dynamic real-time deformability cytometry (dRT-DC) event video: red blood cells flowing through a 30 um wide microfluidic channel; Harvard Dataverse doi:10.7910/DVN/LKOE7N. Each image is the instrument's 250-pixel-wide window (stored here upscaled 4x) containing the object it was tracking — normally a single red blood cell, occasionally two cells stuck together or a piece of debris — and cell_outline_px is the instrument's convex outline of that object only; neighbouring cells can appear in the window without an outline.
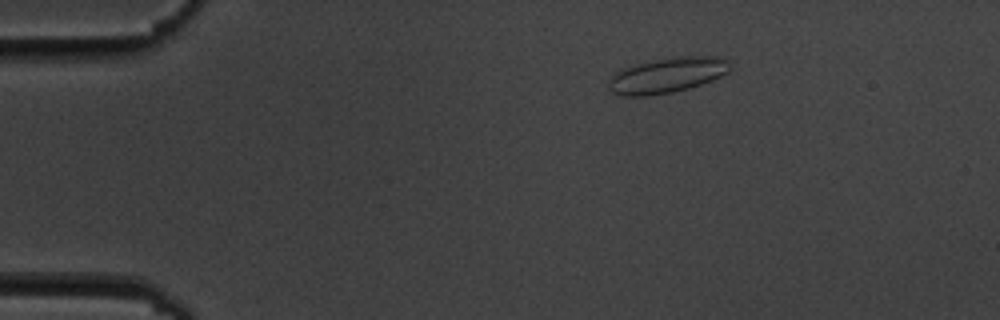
{"species": "common noctule bat (a hibernating species)", "species_latin": "Nyctalus noctula", "temperature_condition": "cold", "stored_images_in_passage": 13, "camera_frame_rate_fps": 3000, "um_per_image_px": 0.085, "animal": {"sex": "male", "body_mass_g": 19.5, "forearm_length_mm": 54.6}, "frame": {"image": 1, "passage_image": 3, "time_ms": 2.333, "image_size_px": [1000, 320], "cell_outline_px": [[728, 72], [712, 80], [688, 88], [672, 92], [644, 96], [624, 96], [612, 92], [608, 88], [608, 80], [620, 68], [652, 60], [680, 56], [720, 56], [728, 60]], "centroid_in_image_um": [56.67, 6.39], "position_along_channel_um": 28.3, "area_um2": 24.91}}
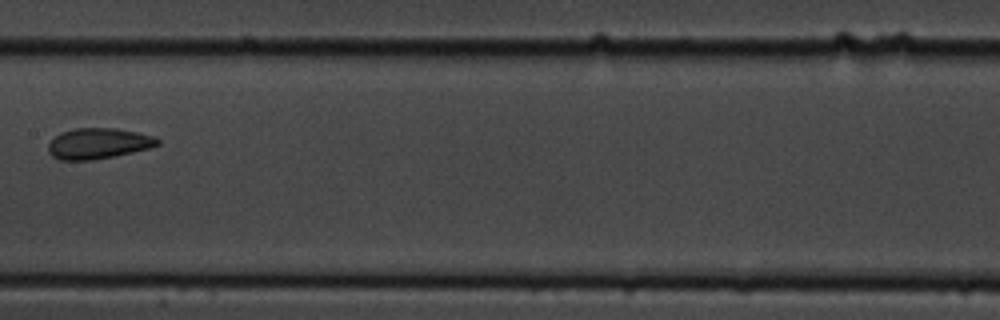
{"frame": {"image": 2, "passage_image": 8, "time_ms": 9.0, "image_size_px": [1000, 320], "cell_outline_px": [[160, 144], [148, 148], [132, 152], [92, 160], [60, 160], [52, 156], [48, 152], [48, 144], [60, 132], [76, 128], [116, 128], [136, 132], [152, 136], [160, 140]], "centroid_in_image_um": [8.32, 12.19], "position_along_channel_um": 199.1, "area_um2": 19.42}}
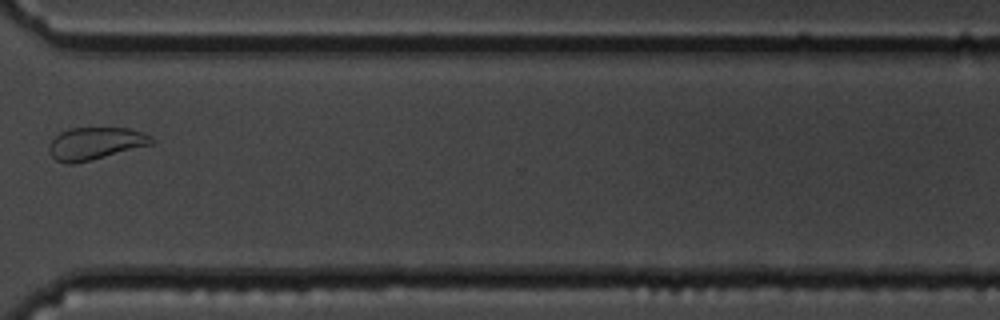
{"frame": {"image": 3, "passage_image": 12, "time_ms": 13.667, "image_size_px": [1000, 320], "cell_outline_px": [[156, 140], [152, 144], [92, 160], [72, 164], [64, 164], [56, 160], [48, 152], [48, 144], [60, 132], [68, 128], [128, 128], [152, 136]], "centroid_in_image_um": [8.08, 12.2], "position_along_channel_um": 362.5, "area_um2": 19.42}, "authors_computed_cell_mechanics": {"area_um2": 19.652, "velocity_mm_per_s": 3.502, "shape_relaxation_time_tau1_ms": 2.2609, "shape_relaxation_time_tau2_ms": 1.6573, "deformation_change_tau1": 0.0622, "deformation_change_tau2": 0.0378}}